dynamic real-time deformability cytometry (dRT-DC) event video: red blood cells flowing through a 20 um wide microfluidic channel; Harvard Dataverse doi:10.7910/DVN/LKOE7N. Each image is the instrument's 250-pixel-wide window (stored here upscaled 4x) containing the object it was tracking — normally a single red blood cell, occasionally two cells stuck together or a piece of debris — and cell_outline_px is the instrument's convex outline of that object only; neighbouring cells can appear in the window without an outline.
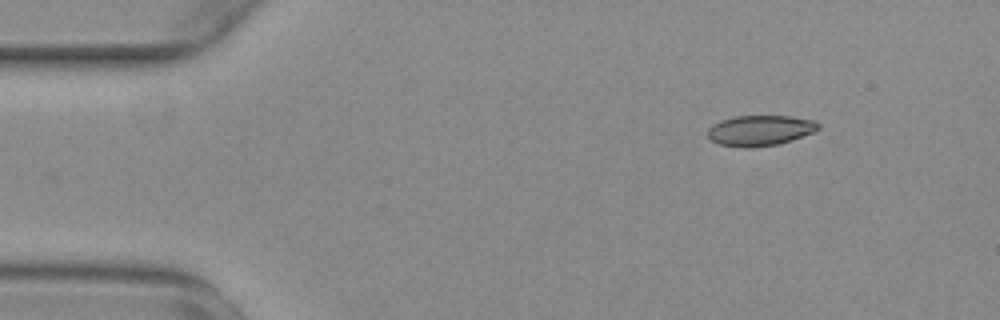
{"species": "common noctule bat (a hibernating species)", "species_latin": "Nyctalus noctula", "temperature_condition": "warm", "stored_images_in_passage": 52, "camera_frame_rate_fps": 3000, "um_per_image_px": 0.085, "animal": {"sex": "female", "body_mass_g": 29.2, "forearm_length_mm": 56.3}, "frame": {"image": 1, "passage_image": 4, "time_ms": 1.0, "image_size_px": [1000, 320], "cell_outline_px": [[820, 128], [816, 132], [792, 140], [776, 144], [748, 148], [744, 148], [720, 144], [712, 140], [708, 136], [708, 128], [712, 124], [720, 120], [732, 116], [792, 116], [816, 120], [820, 124]], "centroid_in_image_um": [64.64, 11.07], "position_along_channel_um": 20.4, "area_um2": 19.88}}
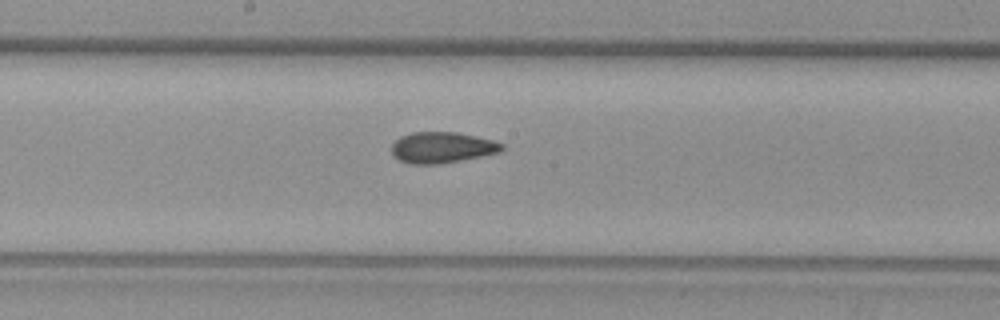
{"frame": {"image": 2, "passage_image": 26, "time_ms": 8.333, "image_size_px": [1000, 320], "cell_outline_px": [[504, 148], [500, 152], [460, 160], [436, 164], [408, 164], [392, 156], [392, 144], [400, 136], [412, 132], [456, 132], [496, 140], [504, 144]], "centroid_in_image_um": [37.57, 12.53], "position_along_channel_um": 210.6, "area_um2": 20.0}}
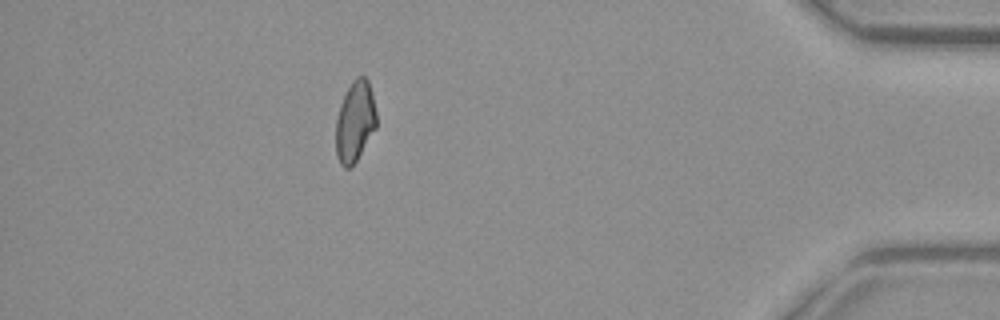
{"frame": {"image": 3, "passage_image": 46, "time_ms": 15.0, "image_size_px": [1000, 320], "cell_outline_px": [[376, 128], [356, 160], [348, 168], [344, 168], [340, 164], [336, 156], [336, 120], [340, 104], [352, 80], [356, 76], [364, 76], [368, 80], [372, 92], [376, 112]], "centroid_in_image_um": [30.17, 10.31], "position_along_channel_um": 405.0, "area_um2": 19.02}, "authors_computed_cell_mechanics": {"area_um2": 19.8832, "velocity_mm_per_s": 3.7249, "shape_relaxation_time_tau1_ms": null, "shape_relaxation_time_tau2_ms": 1.9345, "deformation_change_tau1": null, "deformation_change_tau2": 0.0768}}